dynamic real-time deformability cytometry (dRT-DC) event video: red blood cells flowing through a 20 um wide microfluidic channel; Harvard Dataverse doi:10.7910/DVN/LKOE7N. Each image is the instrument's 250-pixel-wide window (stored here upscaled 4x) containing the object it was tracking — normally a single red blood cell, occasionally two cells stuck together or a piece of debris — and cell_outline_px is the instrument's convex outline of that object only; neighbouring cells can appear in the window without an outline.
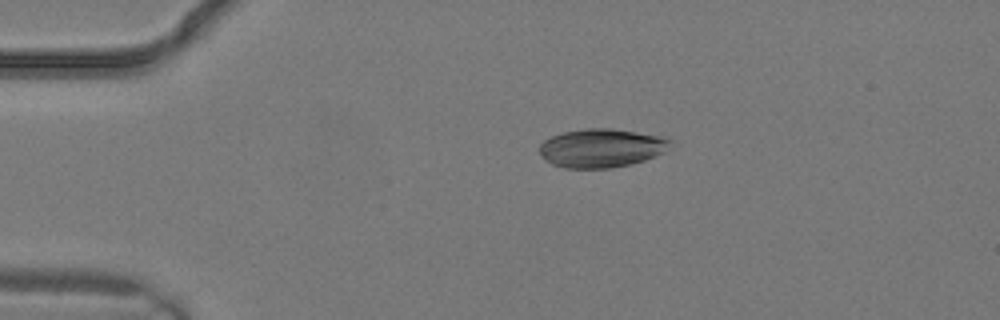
{"species": "common noctule bat (a hibernating species)", "species_latin": "Nyctalus noctula", "temperature_condition": "warm", "stored_images_in_passage": 4, "camera_frame_rate_fps": 3000, "um_per_image_px": 0.085, "animal": {"sex": "male", "body_mass_g": 19.2, "forearm_length_mm": 51.8}, "frame": {"image": 1, "passage_image": 4, "time_ms": 1.0, "image_size_px": [1000, 320], "cell_outline_px": [[672, 140], [664, 152], [644, 160], [632, 164], [612, 168], [564, 168], [552, 164], [544, 160], [540, 152], [540, 144], [544, 140], [552, 136], [564, 132], [584, 128], [612, 128], [664, 136]], "centroid_in_image_um": [51.11, 12.58], "position_along_channel_um": 33.9, "area_um2": 29.59}}